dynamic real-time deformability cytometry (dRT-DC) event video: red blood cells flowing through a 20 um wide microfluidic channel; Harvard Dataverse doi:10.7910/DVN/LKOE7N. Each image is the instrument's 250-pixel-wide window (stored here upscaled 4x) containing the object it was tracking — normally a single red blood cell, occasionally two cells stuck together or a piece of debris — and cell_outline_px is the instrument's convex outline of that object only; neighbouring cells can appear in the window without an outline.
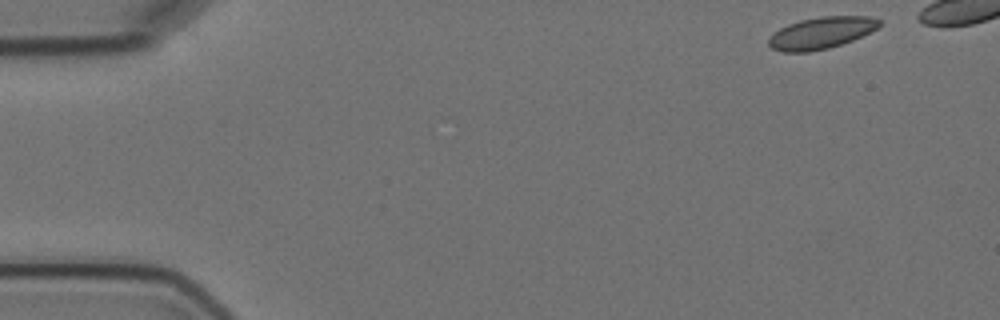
{"species": "Egyptian fruit bat (a non-hibernating species)", "species_latin": "Rousettus aegyptiacus", "temperature_condition": "cold", "stored_images_in_passage": 4, "camera_frame_rate_fps": 3000, "um_per_image_px": 0.085, "animal": {"sex": "female"}, "frame": {"image": 1, "passage_image": 1, "time_ms": 0.0, "image_size_px": [1000, 320], "cell_outline_px": [[880, 24], [876, 28], [852, 40], [828, 48], [808, 52], [784, 52], [772, 48], [768, 44], [768, 36], [780, 28], [788, 24], [800, 20], [820, 16], [872, 16], [880, 20]], "centroid_in_image_um": [69.76, 2.79], "position_along_channel_um": 15.2, "area_um2": 20.35}}